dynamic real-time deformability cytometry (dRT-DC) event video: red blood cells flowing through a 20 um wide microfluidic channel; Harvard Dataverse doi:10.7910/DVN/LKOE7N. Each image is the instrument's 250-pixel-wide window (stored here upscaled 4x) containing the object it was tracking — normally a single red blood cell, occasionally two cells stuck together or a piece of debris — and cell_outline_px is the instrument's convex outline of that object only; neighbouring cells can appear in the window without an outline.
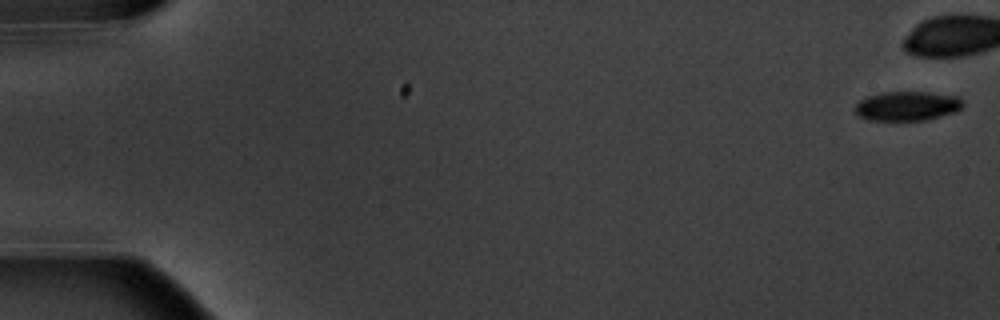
{"species": "common noctule bat (a hibernating species)", "species_latin": "Nyctalus noctula", "temperature_condition": "warm", "stored_images_in_passage": 8, "camera_frame_rate_fps": 3000, "um_per_image_px": 0.085, "animal": {"sex": "male", "body_mass_g": 20.1, "forearm_length_mm": 53.5}, "frame": {"image": 1, "passage_image": 1, "time_ms": 0.0, "image_size_px": [1000, 320], "cell_outline_px": [[964, 104], [956, 112], [924, 120], [868, 120], [860, 116], [856, 112], [856, 104], [860, 100], [868, 96], [884, 92], [928, 92], [960, 96]], "centroid_in_image_um": [77.15, 9.0], "position_along_channel_um": 7.9, "area_um2": 18.38}}
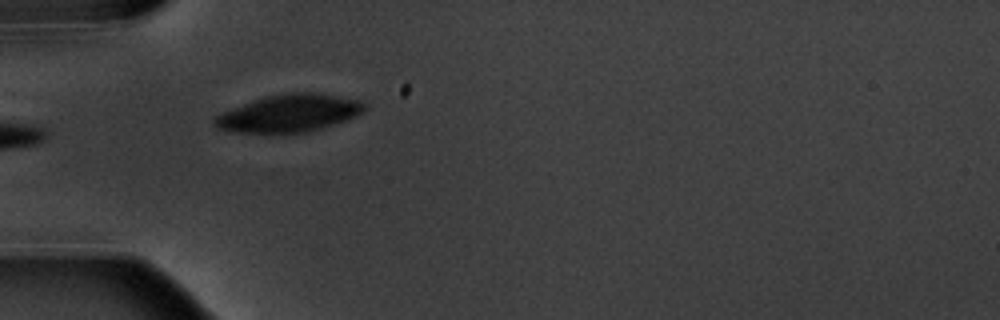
{"frame": {"image": 2, "passage_image": 6, "time_ms": 6.667, "image_size_px": [1000, 320], "cell_outline_px": [[364, 112], [344, 120], [308, 132], [236, 132], [216, 128], [212, 124], [212, 116], [264, 96], [284, 92], [312, 92], [360, 100], [364, 104]], "centroid_in_image_um": [24.51, 9.61], "position_along_channel_um": 60.5, "area_um2": 32.37}}